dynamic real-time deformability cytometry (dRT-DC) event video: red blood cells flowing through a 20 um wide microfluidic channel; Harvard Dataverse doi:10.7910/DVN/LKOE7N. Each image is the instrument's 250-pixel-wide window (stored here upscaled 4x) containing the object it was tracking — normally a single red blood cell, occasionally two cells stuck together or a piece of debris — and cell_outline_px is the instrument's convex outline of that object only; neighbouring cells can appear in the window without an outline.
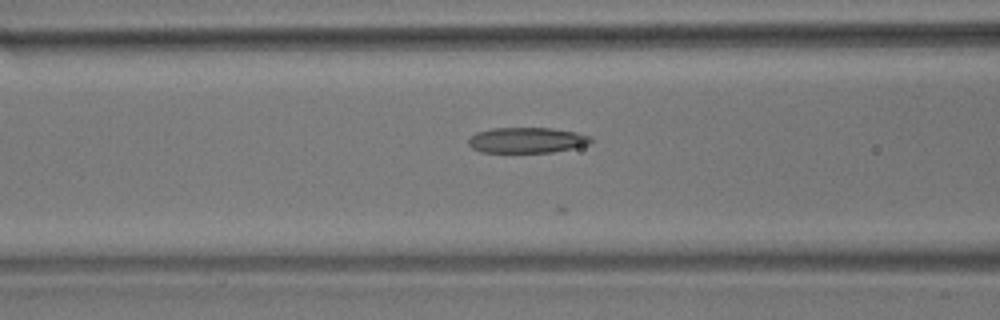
{"species": "common noctule bat (a hibernating species)", "species_latin": "Nyctalus noctula", "temperature_condition": "room temperature", "stored_images_in_passage": 38, "camera_frame_rate_fps": 3000, "um_per_image_px": 0.085, "animal": {"sex": "male", "body_mass_g": 17.9}, "frame": {"image": 1, "passage_image": 7, "time_ms": 2.0, "image_size_px": [1000, 320], "cell_outline_px": [[592, 140], [588, 144], [572, 148], [552, 152], [480, 152], [472, 148], [468, 144], [468, 140], [476, 132], [492, 128], [552, 128], [576, 132], [588, 136]], "centroid_in_image_um": [44.74, 11.91], "position_along_channel_um": 121.9, "area_um2": 18.09}}
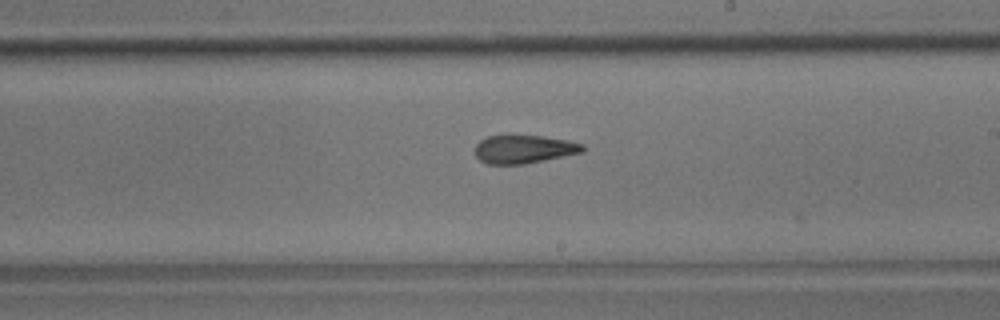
{"frame": {"image": 2, "passage_image": 17, "time_ms": 5.333, "image_size_px": [1000, 320], "cell_outline_px": [[584, 152], [524, 164], [488, 164], [480, 160], [476, 156], [476, 144], [480, 140], [488, 136], [504, 132], [508, 132], [544, 136], [568, 140], [584, 144]], "centroid_in_image_um": [44.51, 12.62], "position_along_channel_um": 244.5, "area_um2": 18.5}}
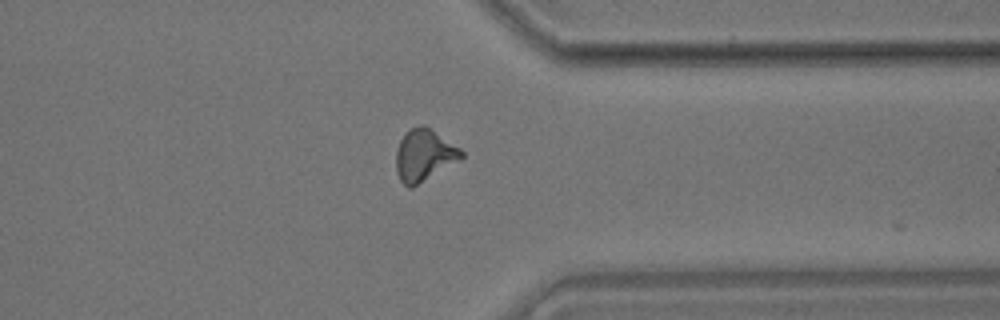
{"frame": {"image": 3, "passage_image": 28, "time_ms": 9.0, "image_size_px": [1000, 320], "cell_outline_px": [[464, 156], [460, 160], [412, 188], [408, 188], [400, 180], [396, 172], [396, 152], [400, 140], [408, 128], [420, 124], [424, 124], [460, 148], [464, 152]], "centroid_in_image_um": [36.04, 13.18], "position_along_channel_um": 375.4, "area_um2": 19.88}, "authors_computed_cell_mechanics": {"area_um2": 18.2359, "velocity_mm_per_s": 3.6771, "shape_relaxation_time_tau1_ms": null, "shape_relaxation_time_tau2_ms": 4.14, "deformation_change_tau1": null, "deformation_change_tau2": 0.1309}}